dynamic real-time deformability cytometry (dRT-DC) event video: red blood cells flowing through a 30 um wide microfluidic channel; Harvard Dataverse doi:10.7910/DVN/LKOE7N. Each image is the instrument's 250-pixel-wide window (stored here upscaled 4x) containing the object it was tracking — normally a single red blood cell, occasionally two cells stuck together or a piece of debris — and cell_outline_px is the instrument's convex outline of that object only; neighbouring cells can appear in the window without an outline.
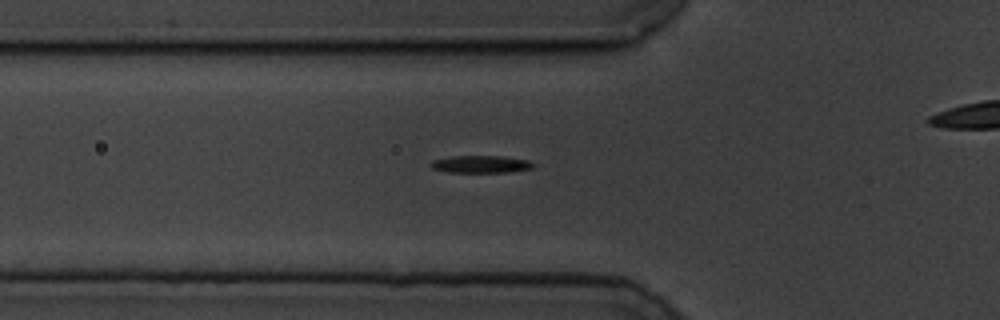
{"species": "common noctule bat (a hibernating species)", "species_latin": "Nyctalus noctula", "temperature_condition": "cold", "stored_images_in_passage": 21, "camera_frame_rate_fps": 3000, "um_per_image_px": 0.085, "animal": {"sex": "male", "body_mass_g": 19.5, "forearm_length_mm": 54.6}, "frame": {"image": 1, "passage_image": 15, "time_ms": 4.667, "image_size_px": [1000, 320], "cell_outline_px": [[536, 164], [532, 168], [508, 172], [448, 172], [432, 168], [428, 164], [432, 160], [452, 156], [500, 156], [528, 160]], "centroid_in_image_um": [40.85, 13.95], "position_along_channel_um": 85.0, "area_um2": 10.35}}
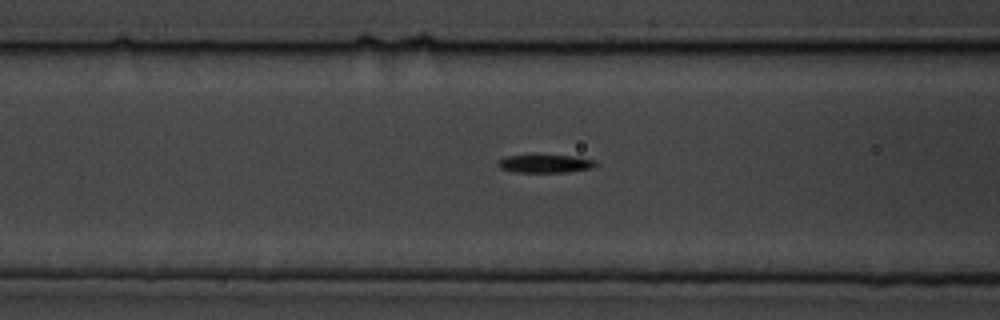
{"frame": {"image": 2, "passage_image": 18, "time_ms": 5.667, "image_size_px": [1000, 320], "cell_outline_px": [[596, 164], [592, 168], [568, 172], [516, 172], [500, 168], [496, 164], [496, 160], [508, 156], [576, 156], [596, 160]], "centroid_in_image_um": [46.34, 13.92], "position_along_channel_um": 120.3, "area_um2": 10.17}}
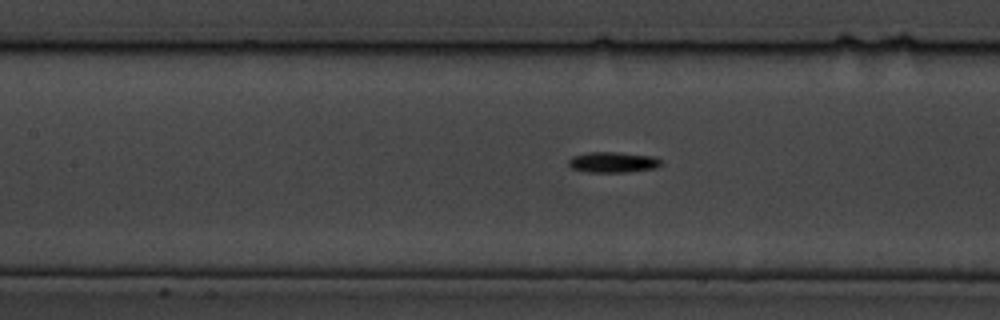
{"frame": {"image": 3, "passage_image": 21, "time_ms": 6.667, "image_size_px": [1000, 320], "cell_outline_px": [[664, 164], [656, 168], [624, 172], [588, 172], [572, 168], [568, 164], [568, 160], [572, 156], [588, 152], [616, 152], [656, 156]], "centroid_in_image_um": [52.12, 13.78], "position_along_channel_um": 155.3, "area_um2": 11.21}}